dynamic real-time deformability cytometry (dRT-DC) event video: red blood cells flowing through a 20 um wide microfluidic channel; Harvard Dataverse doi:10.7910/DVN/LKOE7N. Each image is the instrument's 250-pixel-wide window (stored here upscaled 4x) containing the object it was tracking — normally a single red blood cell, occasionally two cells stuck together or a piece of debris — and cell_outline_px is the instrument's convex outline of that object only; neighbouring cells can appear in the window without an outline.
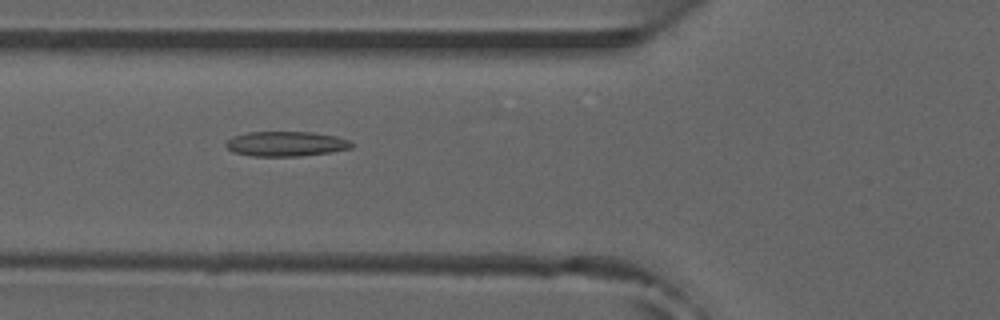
{"species": "common noctule bat (a hibernating species)", "species_latin": "Nyctalus noctula", "temperature_condition": "room temperature", "stored_images_in_passage": 35, "camera_frame_rate_fps": 3000, "um_per_image_px": 0.085, "animal": {"sex": "male", "forearm_length_mm": 52.5}, "frame": {"image": 1, "passage_image": 5, "time_ms": 1.333, "image_size_px": [1000, 320], "cell_outline_px": [[356, 144], [352, 148], [332, 152], [300, 156], [252, 156], [232, 152], [224, 144], [232, 136], [248, 132], [312, 132], [336, 136], [348, 140]], "centroid_in_image_um": [24.32, 12.23], "position_along_channel_um": 101.5, "area_um2": 18.38}}
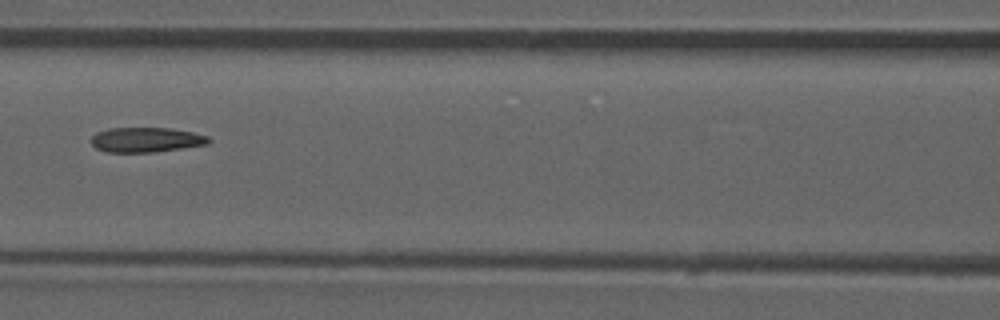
{"frame": {"image": 2, "passage_image": 9, "time_ms": 2.667, "image_size_px": [1000, 320], "cell_outline_px": [[212, 140], [208, 144], [156, 152], [108, 152], [96, 148], [92, 144], [92, 136], [96, 132], [108, 128], [172, 128], [192, 132], [208, 136]], "centroid_in_image_um": [12.44, 11.88], "position_along_channel_um": 154.2, "area_um2": 17.05}, "authors_computed_cell_mechanics": {"area_um2": 17.2822, "velocity_mm_per_s": 3.9244, "shape_relaxation_time_tau1_ms": null, "shape_relaxation_time_tau2_ms": 4.3187, "deformation_change_tau1": null, "deformation_change_tau2": 0.1298}}